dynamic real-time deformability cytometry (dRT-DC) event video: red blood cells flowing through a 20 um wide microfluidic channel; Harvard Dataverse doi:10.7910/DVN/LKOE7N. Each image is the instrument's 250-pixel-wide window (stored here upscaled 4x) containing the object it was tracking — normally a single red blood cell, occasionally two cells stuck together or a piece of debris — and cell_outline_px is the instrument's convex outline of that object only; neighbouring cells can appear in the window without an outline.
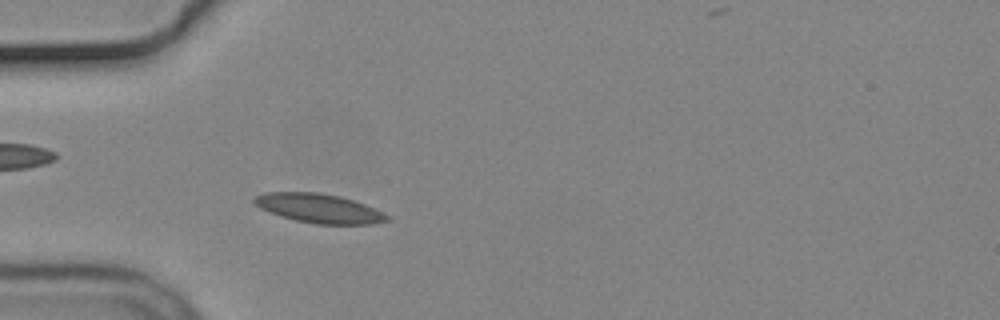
{"species": "common noctule bat (a hibernating species)", "species_latin": "Nyctalus noctula", "temperature_condition": "cold", "stored_images_in_passage": 46, "camera_frame_rate_fps": 3000, "um_per_image_px": 0.085, "animal": {"sex": "male", "body_mass_g": 19.2, "forearm_length_mm": 51.8}, "frame": {"image": 1, "passage_image": 11, "time_ms": 3.333, "image_size_px": [1000, 320], "cell_outline_px": [[388, 220], [372, 224], [316, 224], [296, 220], [280, 216], [260, 208], [252, 200], [256, 196], [264, 192], [316, 192], [340, 196], [364, 204], [388, 216]], "centroid_in_image_um": [27.06, 17.7], "position_along_channel_um": 57.9, "area_um2": 22.2}}
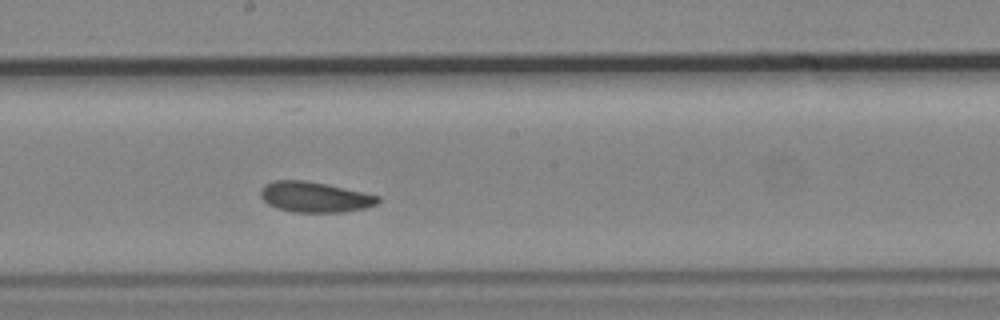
{"frame": {"image": 2, "passage_image": 25, "time_ms": 8.0, "image_size_px": [1000, 320], "cell_outline_px": [[380, 200], [376, 204], [364, 208], [344, 212], [292, 212], [276, 208], [268, 204], [260, 196], [260, 188], [264, 184], [272, 180], [304, 180], [364, 192], [380, 196]], "centroid_in_image_um": [26.71, 16.75], "position_along_channel_um": 221.5, "area_um2": 20.87}}
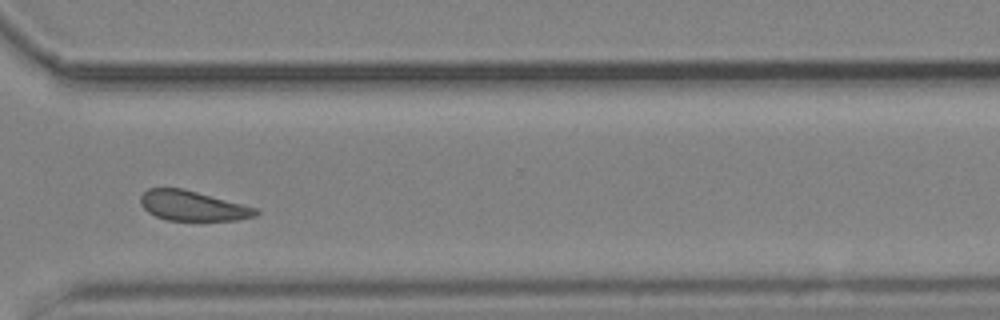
{"frame": {"image": 3, "passage_image": 36, "time_ms": 11.667, "image_size_px": [1000, 320], "cell_outline_px": [[260, 212], [256, 216], [236, 220], [168, 220], [156, 216], [148, 212], [140, 204], [140, 196], [148, 188], [184, 188], [256, 208]], "centroid_in_image_um": [16.36, 17.49], "position_along_channel_um": 354.2, "area_um2": 20.0}, "authors_computed_cell_mechanics": {"area_um2": 20.8369, "velocity_mm_per_s": 3.6307, "shape_relaxation_time_tau1_ms": 5.9814, "shape_relaxation_time_tau2_ms": 7.3044, "deformation_change_tau1": 0.0852, "deformation_change_tau2": 0.1116}}